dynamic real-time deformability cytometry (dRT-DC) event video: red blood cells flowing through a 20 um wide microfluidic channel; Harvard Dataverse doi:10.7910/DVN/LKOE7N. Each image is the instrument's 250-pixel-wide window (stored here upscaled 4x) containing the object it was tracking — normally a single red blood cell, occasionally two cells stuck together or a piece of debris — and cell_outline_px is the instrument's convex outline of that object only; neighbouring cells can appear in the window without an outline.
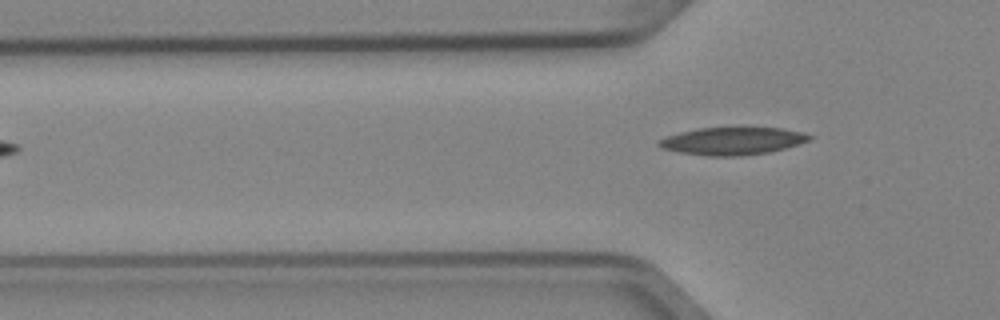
{"species": "Egyptian fruit bat (a non-hibernating species)", "species_latin": "Rousettus aegyptiacus", "temperature_condition": "cold", "stored_images_in_passage": 5, "camera_frame_rate_fps": 3000, "um_per_image_px": 0.085, "animal": {"sex": "female"}, "frame": {"image": 1, "passage_image": 5, "time_ms": 1.333, "image_size_px": [1000, 320], "cell_outline_px": [[812, 136], [808, 140], [772, 152], [740, 156], [708, 156], [680, 152], [660, 148], [656, 144], [656, 140], [680, 132], [700, 128], [784, 128], [804, 132]], "centroid_in_image_um": [62.22, 11.99], "position_along_channel_um": 63.6, "area_um2": 24.1}}